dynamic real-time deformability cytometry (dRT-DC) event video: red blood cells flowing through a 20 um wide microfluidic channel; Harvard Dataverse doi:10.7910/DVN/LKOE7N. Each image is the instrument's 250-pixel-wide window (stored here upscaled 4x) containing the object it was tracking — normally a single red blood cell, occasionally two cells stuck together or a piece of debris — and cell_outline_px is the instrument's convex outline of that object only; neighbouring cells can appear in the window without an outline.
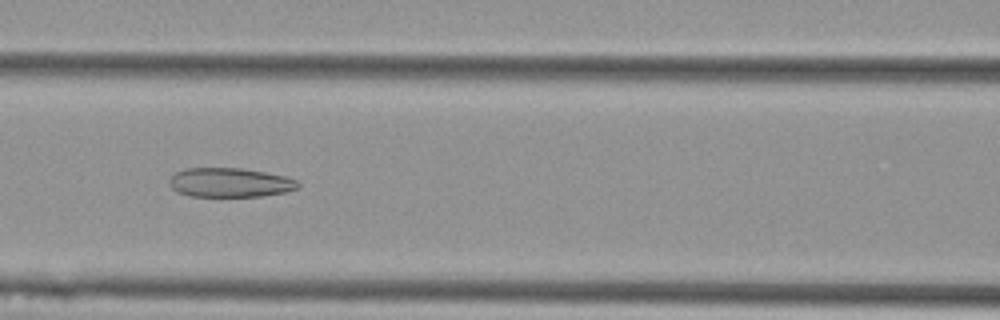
{"species": "Egyptian fruit bat (a non-hibernating species)", "species_latin": "Rousettus aegyptiacus", "temperature_condition": "cold", "stored_images_in_passage": 8, "camera_frame_rate_fps": 3000, "um_per_image_px": 0.085, "animal": {"sex": "female"}, "frame": {"image": 1, "passage_image": 6, "time_ms": 1.667, "image_size_px": [1000, 320], "cell_outline_px": [[300, 184], [296, 188], [284, 192], [264, 196], [192, 196], [176, 192], [168, 184], [168, 180], [176, 172], [188, 168], [240, 168], [288, 176], [296, 180]], "centroid_in_image_um": [19.53, 15.51], "position_along_channel_um": 147.1, "area_um2": 21.91}}
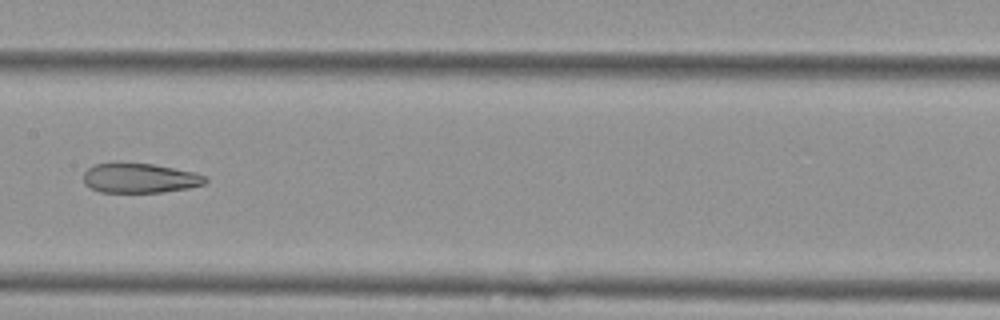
{"frame": {"image": 2, "passage_image": 7, "time_ms": 2.0, "image_size_px": [1000, 320], "cell_outline_px": [[208, 180], [204, 184], [188, 188], [164, 192], [100, 192], [84, 184], [84, 172], [88, 168], [96, 164], [156, 164], [192, 172], [208, 176]], "centroid_in_image_um": [11.92, 15.15], "position_along_channel_um": 195.5, "area_um2": 20.81}}
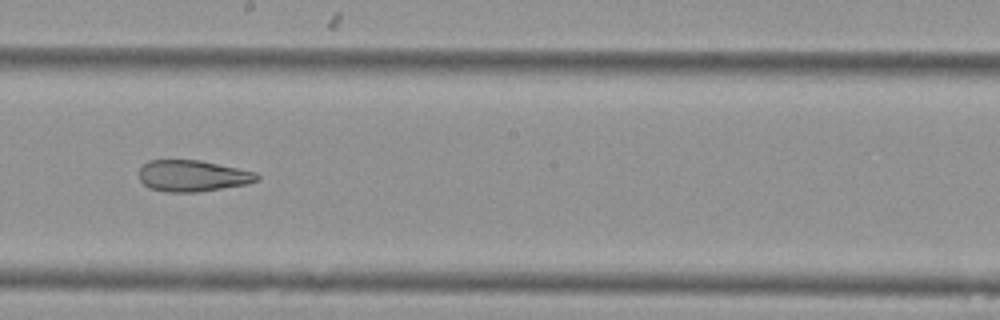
{"frame": {"image": 3, "passage_image": 8, "time_ms": 2.333, "image_size_px": [1000, 320], "cell_outline_px": [[260, 180], [248, 184], [200, 192], [164, 192], [148, 188], [140, 180], [140, 168], [148, 160], [200, 160], [256, 172], [260, 176]], "centroid_in_image_um": [16.39, 14.96], "position_along_channel_um": 231.8, "area_um2": 21.73}}